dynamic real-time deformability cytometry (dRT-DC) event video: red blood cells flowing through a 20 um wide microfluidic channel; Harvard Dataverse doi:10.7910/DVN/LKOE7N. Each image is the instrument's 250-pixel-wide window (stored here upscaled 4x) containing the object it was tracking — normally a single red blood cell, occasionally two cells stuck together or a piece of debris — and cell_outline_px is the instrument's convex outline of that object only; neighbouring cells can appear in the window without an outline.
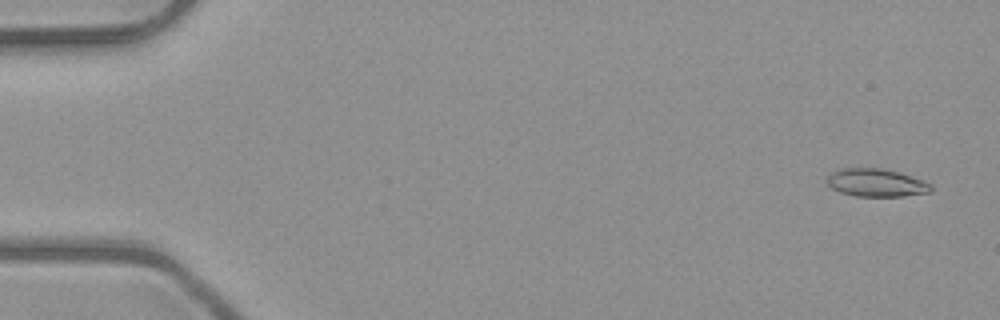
{"species": "common noctule bat (a hibernating species)", "species_latin": "Nyctalus noctula", "temperature_condition": "room temperature", "stored_images_in_passage": 52, "camera_frame_rate_fps": 3000, "um_per_image_px": 0.085, "animal": {"sex": "male", "body_mass_g": 23.1, "forearm_length_mm": 52.7}, "frame": {"image": 1, "passage_image": 3, "time_ms": 0.667, "image_size_px": [1000, 320], "cell_outline_px": [[932, 192], [904, 196], [856, 196], [840, 192], [832, 188], [824, 180], [832, 172], [844, 168], [880, 168], [896, 172], [924, 180], [932, 184]], "centroid_in_image_um": [74.48, 15.54], "position_along_channel_um": 10.5, "area_um2": 16.88}}
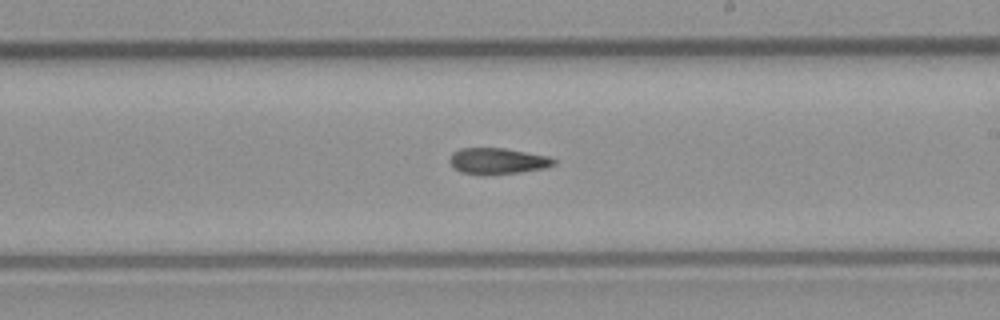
{"frame": {"image": 2, "passage_image": 31, "time_ms": 10.0, "image_size_px": [1000, 320], "cell_outline_px": [[556, 164], [544, 168], [520, 172], [460, 172], [452, 168], [448, 160], [452, 152], [460, 148], [504, 148], [548, 156], [556, 160]], "centroid_in_image_um": [42.28, 13.64], "position_along_channel_um": 246.7, "area_um2": 15.32}}
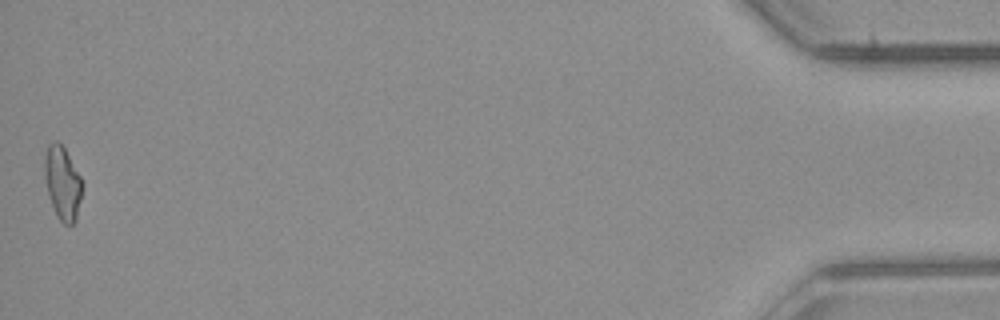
{"frame": {"image": 3, "passage_image": 52, "time_ms": 17.0, "image_size_px": [1000, 320], "cell_outline_px": [[84, 184], [76, 220], [72, 224], [64, 224], [56, 216], [48, 192], [44, 176], [44, 156], [48, 144], [56, 140], [64, 148], [80, 176]], "centroid_in_image_um": [5.32, 15.56], "position_along_channel_um": 429.9, "area_um2": 16.07}, "authors_computed_cell_mechanics": {"area_um2": 16.4152, "velocity_mm_per_s": 4.0384, "shape_relaxation_time_tau1_ms": null, "shape_relaxation_time_tau2_ms": 6.6989, "deformation_change_tau1": null, "deformation_change_tau2": 0.1649}}